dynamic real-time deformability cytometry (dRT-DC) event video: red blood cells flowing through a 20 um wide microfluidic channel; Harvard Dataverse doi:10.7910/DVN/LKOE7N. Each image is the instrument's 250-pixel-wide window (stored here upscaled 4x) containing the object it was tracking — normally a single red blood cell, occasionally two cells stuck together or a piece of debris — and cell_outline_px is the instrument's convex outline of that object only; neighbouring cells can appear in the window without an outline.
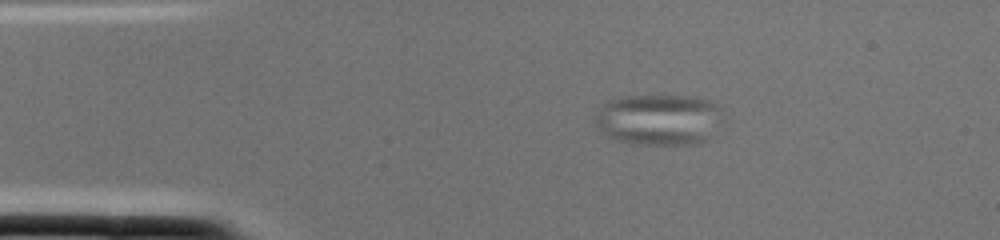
{"species": "common noctule bat (a hibernating species)", "species_latin": "Nyctalus noctula", "temperature_condition": "cold", "stored_images_in_passage": 1, "camera_frame_rate_fps": 3000, "um_per_image_px": 0.085, "animal": {"sex": "female", "body_mass_g": 22.0, "forearm_length_mm": 56.7}, "frame": {"image": 1, "passage_image": 1, "time_ms": 0.0, "image_size_px": [1000, 240], "cell_outline_px": [[728, 120], [700, 144], [628, 144], [612, 140], [604, 136], [596, 128], [592, 116], [604, 100], [624, 96], [688, 96], [708, 100], [716, 104], [728, 116]], "centroid_in_image_um": [55.98, 10.17], "position_along_channel_um": 29.0, "area_um2": 39.65}}